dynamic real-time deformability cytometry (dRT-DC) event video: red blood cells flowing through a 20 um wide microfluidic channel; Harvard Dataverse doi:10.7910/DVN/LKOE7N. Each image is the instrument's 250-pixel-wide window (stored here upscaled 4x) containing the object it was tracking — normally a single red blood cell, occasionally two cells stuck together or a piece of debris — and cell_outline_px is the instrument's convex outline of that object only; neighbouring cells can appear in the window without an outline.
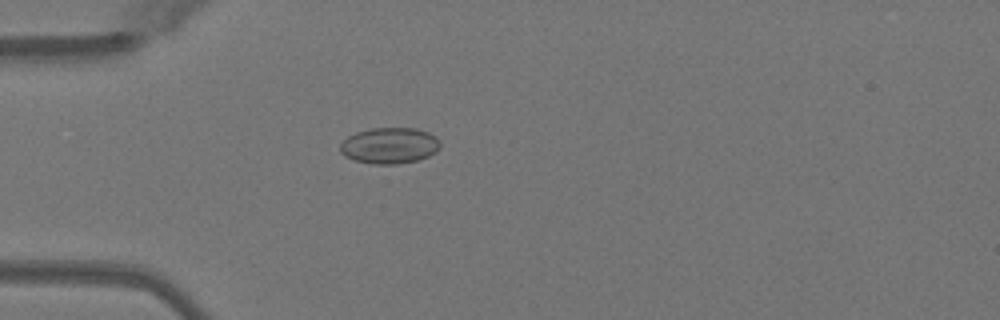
{"species": "Egyptian fruit bat (a non-hibernating species)", "species_latin": "Rousettus aegyptiacus", "temperature_condition": "warm", "stored_images_in_passage": 51, "camera_frame_rate_fps": 3000, "um_per_image_px": 0.085, "animal": {"sex": "female"}, "frame": {"image": 1, "passage_image": 15, "time_ms": 4.667, "image_size_px": [1000, 320], "cell_outline_px": [[440, 148], [436, 152], [428, 156], [416, 160], [396, 164], [372, 164], [356, 160], [344, 156], [340, 152], [340, 144], [348, 136], [356, 132], [372, 128], [416, 128], [428, 132], [436, 136], [440, 140]], "centroid_in_image_um": [33.12, 12.37], "position_along_channel_um": 51.9, "area_um2": 21.1}}
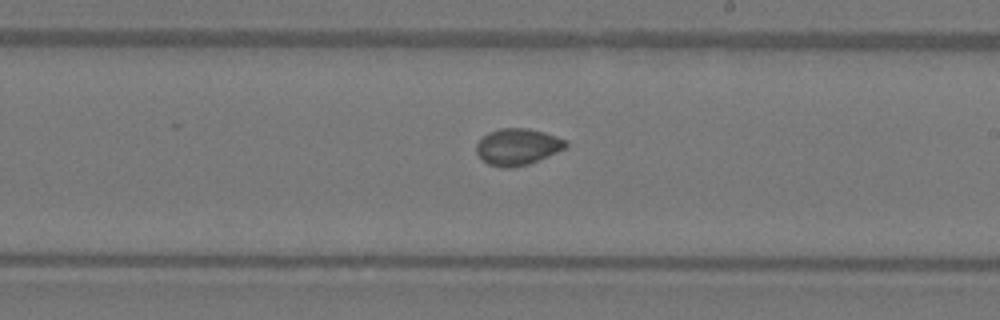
{"frame": {"image": 2, "passage_image": 30, "time_ms": 9.667, "image_size_px": [1000, 320], "cell_outline_px": [[568, 148], [528, 164], [512, 168], [500, 168], [488, 164], [476, 152], [476, 144], [488, 132], [500, 128], [528, 128], [544, 132], [568, 140]], "centroid_in_image_um": [44.03, 12.47], "position_along_channel_um": 245.0, "area_um2": 19.19}}
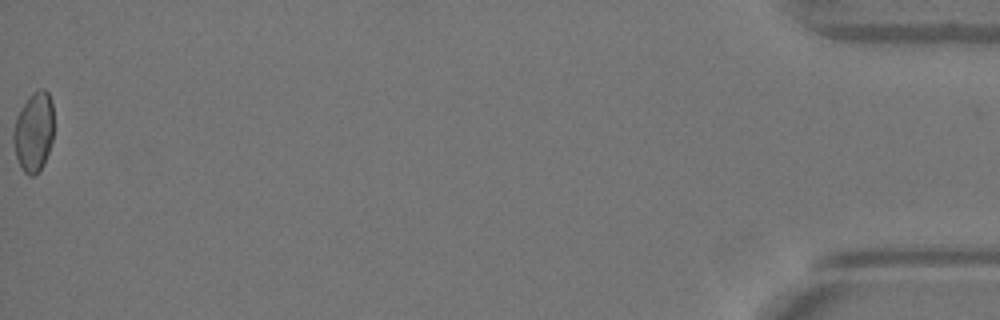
{"frame": {"image": 3, "passage_image": 51, "time_ms": 16.667, "image_size_px": [1000, 320], "cell_outline_px": [[52, 140], [44, 164], [36, 176], [28, 176], [24, 172], [16, 156], [12, 140], [12, 132], [16, 116], [28, 96], [32, 92], [40, 88], [44, 88], [48, 92], [52, 100]], "centroid_in_image_um": [2.85, 11.2], "position_along_channel_um": 432.4, "area_um2": 18.96}, "authors_computed_cell_mechanics": {"area_um2": 19.1896, "velocity_mm_per_s": 4.0618, "shape_relaxation_time_tau1_ms": null, "shape_relaxation_time_tau2_ms": 0.9478, "deformation_change_tau1": null, "deformation_change_tau2": 0.0311}}